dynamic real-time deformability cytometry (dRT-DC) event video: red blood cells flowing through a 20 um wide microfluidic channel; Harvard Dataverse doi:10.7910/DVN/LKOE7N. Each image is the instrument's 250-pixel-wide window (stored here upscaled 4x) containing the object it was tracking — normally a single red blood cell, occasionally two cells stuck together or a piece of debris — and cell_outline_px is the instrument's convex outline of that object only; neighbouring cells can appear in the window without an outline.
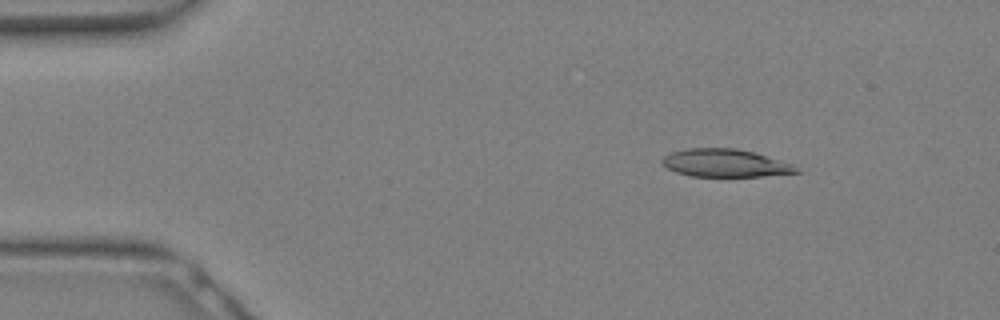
{"species": "Egyptian fruit bat (a non-hibernating species)", "species_latin": "Rousettus aegyptiacus", "temperature_condition": "warm", "stored_images_in_passage": 17, "camera_frame_rate_fps": 3000, "um_per_image_px": 0.085, "animal": {"sex": "female"}, "frame": {"image": 1, "passage_image": 1, "time_ms": 0.0, "image_size_px": [1000, 320], "cell_outline_px": [[804, 172], [760, 176], [692, 176], [676, 172], [668, 168], [660, 160], [664, 156], [672, 152], [684, 148], [736, 148], [752, 152], [792, 164]], "centroid_in_image_um": [61.63, 13.86], "position_along_channel_um": 23.4, "area_um2": 21.56}}
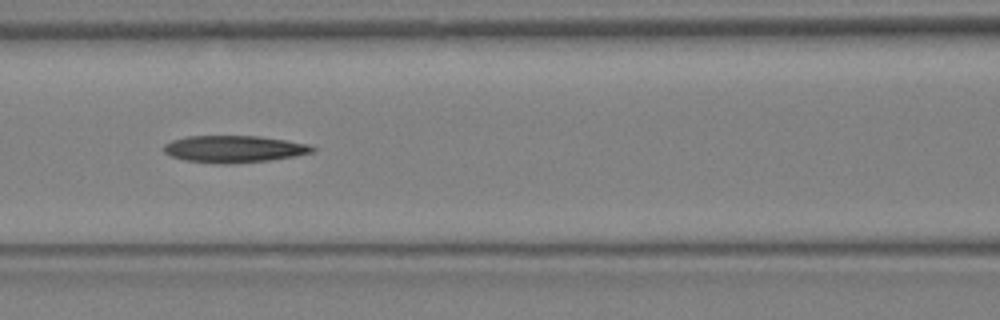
{"frame": {"image": 2, "passage_image": 10, "time_ms": 3.0, "image_size_px": [1000, 320], "cell_outline_px": [[316, 148], [312, 152], [296, 156], [268, 160], [228, 164], [224, 164], [184, 160], [168, 156], [164, 152], [164, 144], [172, 140], [188, 136], [260, 136], [288, 140], [308, 144]], "centroid_in_image_um": [19.88, 12.66], "position_along_channel_um": 146.7, "area_um2": 23.41}}
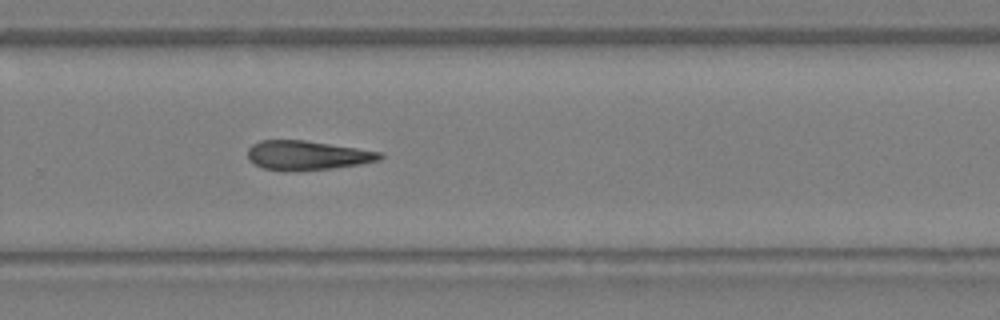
{"frame": {"image": 3, "passage_image": 17, "time_ms": 5.333, "image_size_px": [1000, 320], "cell_outline_px": [[384, 156], [380, 160], [360, 164], [332, 168], [264, 168], [248, 160], [248, 148], [252, 144], [260, 140], [304, 140], [384, 152]], "centroid_in_image_um": [26.17, 13.15], "position_along_channel_um": 303.6, "area_um2": 21.73}}